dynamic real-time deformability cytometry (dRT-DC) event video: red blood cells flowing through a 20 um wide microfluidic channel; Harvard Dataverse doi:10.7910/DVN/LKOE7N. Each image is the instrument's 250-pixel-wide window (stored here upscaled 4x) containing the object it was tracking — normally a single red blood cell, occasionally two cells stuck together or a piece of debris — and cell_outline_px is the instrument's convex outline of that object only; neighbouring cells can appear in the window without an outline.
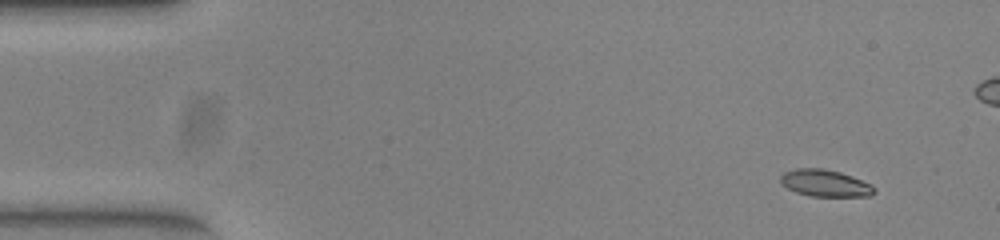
{"species": "common noctule bat (a hibernating species)", "species_latin": "Nyctalus noctula", "temperature_condition": "warm", "stored_images_in_passage": 50, "camera_frame_rate_fps": 3000, "um_per_image_px": 0.085, "animal": {"sex": "female", "body_mass_g": 23.0, "forearm_length_mm": 53.4}, "frame": {"image": 1, "passage_image": 1, "time_ms": 0.0, "image_size_px": [1000, 240], "cell_outline_px": [[876, 192], [868, 196], [808, 196], [796, 192], [780, 184], [780, 176], [784, 172], [796, 168], [824, 168], [840, 172], [852, 176], [872, 184], [876, 188]], "centroid_in_image_um": [70.13, 15.56], "position_along_channel_um": 14.9, "area_um2": 14.85}}
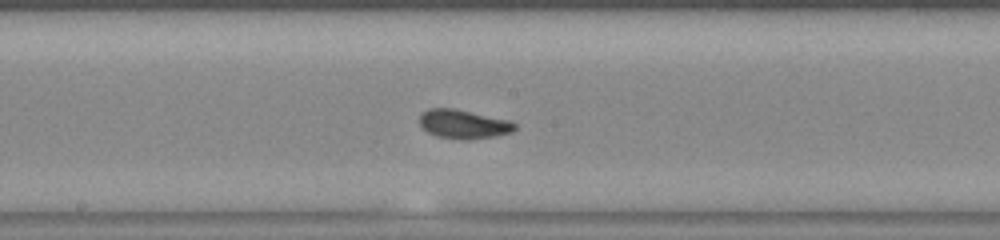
{"frame": {"image": 2, "passage_image": 24, "time_ms": 7.667, "image_size_px": [1000, 240], "cell_outline_px": [[516, 128], [512, 132], [496, 136], [468, 140], [460, 140], [436, 136], [420, 128], [420, 112], [428, 108], [456, 108], [508, 120], [516, 124]], "centroid_in_image_um": [39.36, 10.55], "position_along_channel_um": 208.8, "area_um2": 16.36}}
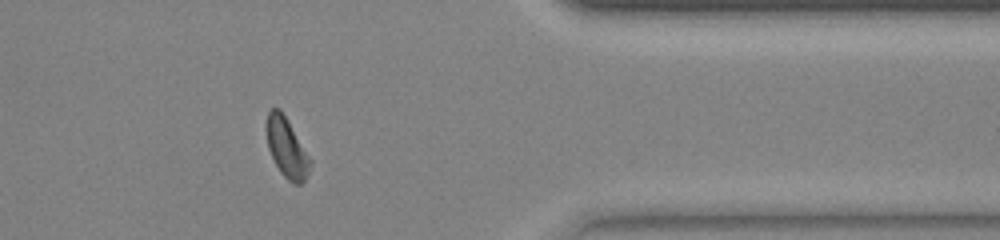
{"frame": {"image": 3, "passage_image": 39, "time_ms": 12.667, "image_size_px": [1000, 240], "cell_outline_px": [[312, 164], [304, 180], [300, 184], [292, 184], [280, 172], [268, 148], [268, 112], [272, 108], [280, 108], [312, 160]], "centroid_in_image_um": [24.41, 12.6], "position_along_channel_um": 387.0, "area_um2": 14.74}, "authors_computed_cell_mechanics": {"area_um2": 15.2881, "velocity_mm_per_s": 3.9549, "shape_relaxation_time_tau1_ms": 4.0727, "shape_relaxation_time_tau2_ms": 0.9503, "deformation_change_tau1": 0.154, "deformation_change_tau2": 0.0543}}